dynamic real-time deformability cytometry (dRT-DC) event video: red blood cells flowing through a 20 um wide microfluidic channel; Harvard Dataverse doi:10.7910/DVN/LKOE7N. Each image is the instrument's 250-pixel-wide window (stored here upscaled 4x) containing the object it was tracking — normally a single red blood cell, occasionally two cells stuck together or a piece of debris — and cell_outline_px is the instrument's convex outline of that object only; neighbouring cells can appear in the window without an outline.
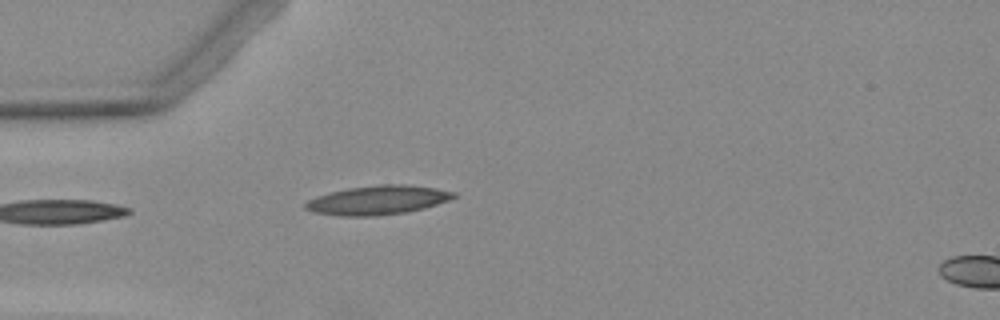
{"species": "Egyptian fruit bat (a non-hibernating species)", "species_latin": "Rousettus aegyptiacus", "temperature_condition": "warm", "stored_images_in_passage": 2, "segment_of_instrument_passage": [1, 2], "camera_frame_rate_fps": 3000, "um_per_image_px": 0.085, "animal": {"sex": "female"}, "frame": {"image": 1, "passage_image": 1, "time_ms": 0.0, "image_size_px": [1000, 320], "cell_outline_px": [[456, 196], [448, 200], [424, 208], [404, 212], [376, 216], [340, 216], [312, 212], [304, 208], [304, 204], [308, 200], [316, 196], [348, 188], [380, 184], [408, 184], [436, 188], [456, 192]], "centroid_in_image_um": [32.09, 17.0], "position_along_channel_um": 52.9, "area_um2": 25.09}}